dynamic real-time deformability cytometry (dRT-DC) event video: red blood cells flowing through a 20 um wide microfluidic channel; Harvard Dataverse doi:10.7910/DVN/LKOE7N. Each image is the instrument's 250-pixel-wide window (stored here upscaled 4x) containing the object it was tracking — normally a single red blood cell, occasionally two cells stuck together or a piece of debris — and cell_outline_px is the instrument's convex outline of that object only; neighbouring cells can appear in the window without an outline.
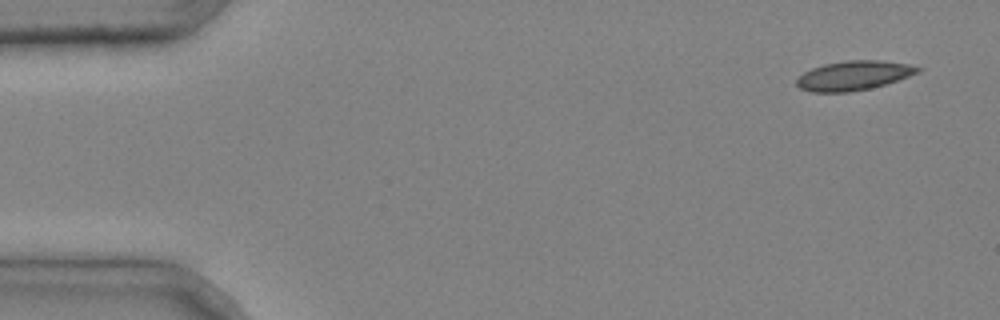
{"species": "common noctule bat (a hibernating species)", "species_latin": "Nyctalus noctula", "temperature_condition": "cold", "stored_images_in_passage": 4, "camera_frame_rate_fps": 3000, "um_per_image_px": 0.085, "animal": {"sex": "male", "body_mass_g": 20.4}, "frame": {"image": 1, "passage_image": 1, "time_ms": 0.0, "image_size_px": [1000, 320], "cell_outline_px": [[924, 68], [920, 72], [884, 84], [868, 88], [848, 92], [812, 92], [800, 88], [796, 84], [796, 80], [804, 72], [812, 68], [824, 64], [848, 60], [880, 60], [908, 64]], "centroid_in_image_um": [72.56, 6.41], "position_along_channel_um": 12.4, "area_um2": 20.52}}
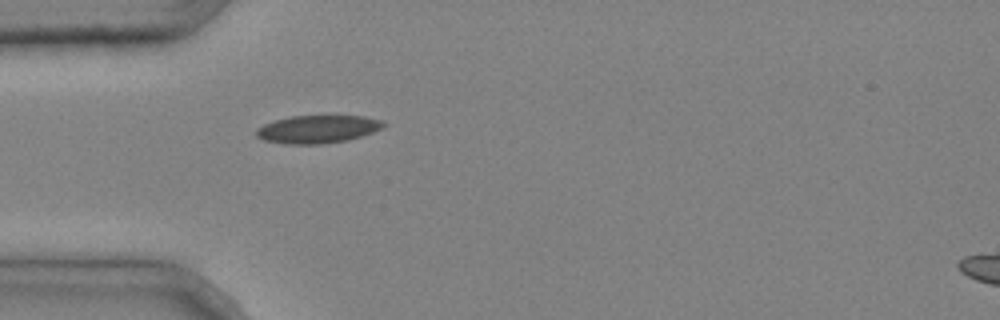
{"frame": {"image": 2, "passage_image": 4, "time_ms": 1.0, "image_size_px": [1000, 320], "cell_outline_px": [[388, 124], [372, 132], [348, 140], [324, 144], [284, 144], [264, 140], [256, 136], [256, 128], [264, 124], [276, 120], [292, 116], [364, 116], [380, 120]], "centroid_in_image_um": [26.98, 10.99], "position_along_channel_um": 58.0, "area_um2": 20.58}}